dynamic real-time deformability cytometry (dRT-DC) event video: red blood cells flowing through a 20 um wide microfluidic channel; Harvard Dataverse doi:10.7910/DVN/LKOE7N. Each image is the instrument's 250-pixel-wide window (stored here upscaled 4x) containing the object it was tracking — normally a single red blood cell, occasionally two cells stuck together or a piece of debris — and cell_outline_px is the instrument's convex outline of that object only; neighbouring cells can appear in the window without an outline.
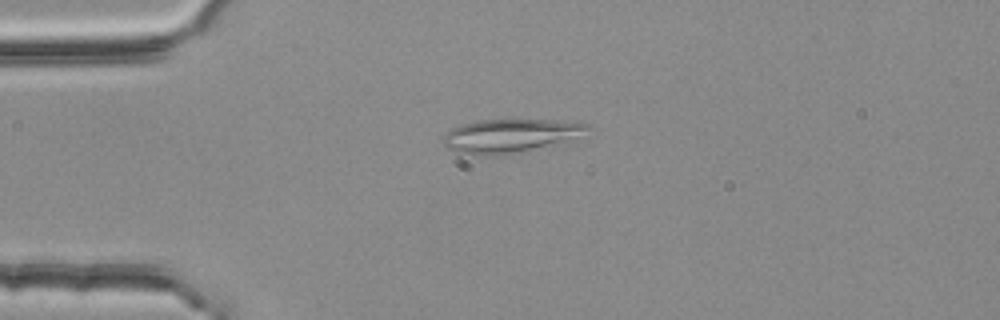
{"species": "common noctule bat (a hibernating species)", "species_latin": "Nyctalus noctula", "temperature_condition": "room temperature", "stored_images_in_passage": 54, "camera_frame_rate_fps": 3000, "um_per_image_px": 0.085, "animal": {"sex": "female", "body_mass_g": 25.1}, "frame": {"image": 1, "passage_image": 13, "time_ms": 4.0, "image_size_px": [1000, 320], "cell_outline_px": [[592, 128], [568, 144], [504, 156], [484, 156], [456, 152], [448, 148], [444, 144], [444, 136], [452, 128], [464, 124], [480, 120], [552, 120], [588, 124]], "centroid_in_image_um": [43.49, 11.59], "position_along_channel_um": 41.5, "area_um2": 29.07}}
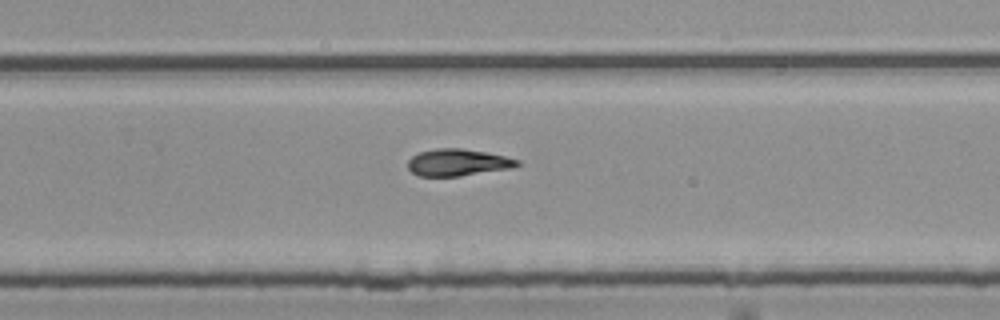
{"frame": {"image": 2, "passage_image": 35, "time_ms": 11.333, "image_size_px": [1000, 320], "cell_outline_px": [[520, 164], [512, 168], [460, 176], [416, 176], [408, 168], [408, 160], [412, 156], [420, 152], [436, 148], [460, 148], [488, 152], [520, 160]], "centroid_in_image_um": [38.91, 13.81], "position_along_channel_um": 290.9, "area_um2": 17.22}}
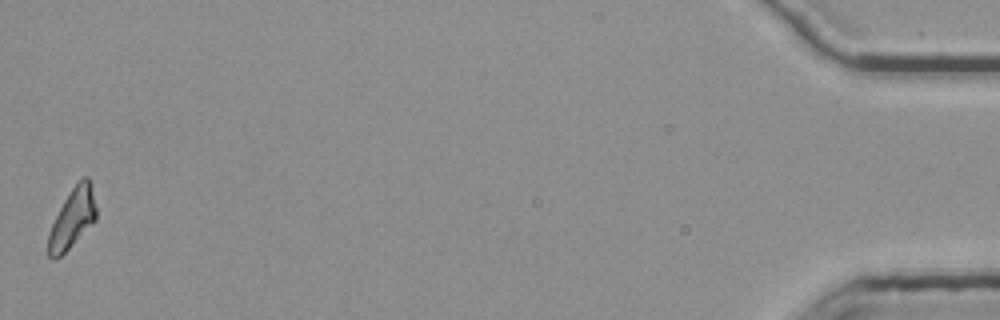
{"frame": {"image": 3, "passage_image": 54, "time_ms": 17.667, "image_size_px": [1000, 320], "cell_outline_px": [[96, 220], [60, 256], [52, 260], [48, 256], [48, 232], [64, 200], [76, 180], [84, 176], [88, 176], [96, 208]], "centroid_in_image_um": [6.14, 18.54], "position_along_channel_um": 429.1, "area_um2": 16.36}, "authors_computed_cell_mechanics": {"area_um2": 17.5423, "velocity_mm_per_s": 3.7501, "shape_relaxation_time_tau1_ms": 8.1265, "shape_relaxation_time_tau2_ms": null, "deformation_change_tau1": 0.1809, "deformation_change_tau2": null}}